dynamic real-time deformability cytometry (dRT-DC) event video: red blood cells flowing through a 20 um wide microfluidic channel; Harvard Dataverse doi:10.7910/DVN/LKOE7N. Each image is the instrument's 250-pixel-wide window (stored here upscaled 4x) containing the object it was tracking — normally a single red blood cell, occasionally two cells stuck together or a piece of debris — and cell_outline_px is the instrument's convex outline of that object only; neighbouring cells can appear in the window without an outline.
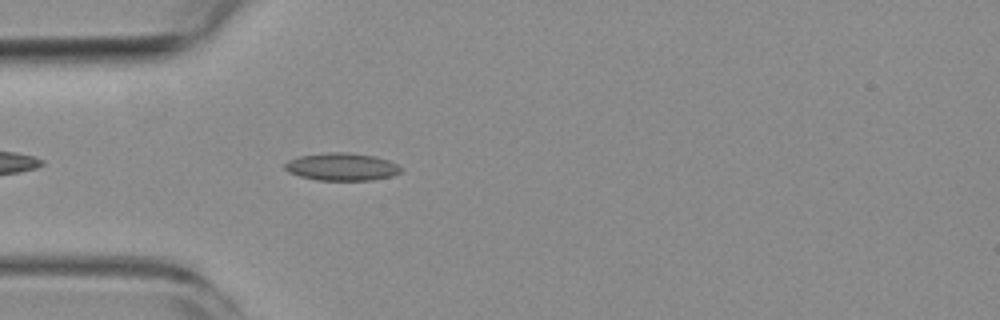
{"species": "common noctule bat (a hibernating species)", "species_latin": "Nyctalus noctula", "temperature_condition": "room temperature", "stored_images_in_passage": 3, "camera_frame_rate_fps": 3000, "um_per_image_px": 0.085, "animal": {"sex": "female", "body_mass_g": 19.3, "forearm_length_mm": 54.1}, "frame": {"image": 1, "passage_image": 3, "time_ms": 2.333, "image_size_px": [1000, 320], "cell_outline_px": [[404, 168], [400, 172], [392, 176], [372, 180], [316, 180], [300, 176], [288, 172], [284, 168], [284, 164], [288, 160], [300, 156], [328, 152], [348, 152], [376, 156], [388, 160]], "centroid_in_image_um": [29.06, 14.17], "position_along_channel_um": 55.9, "area_um2": 18.79}}